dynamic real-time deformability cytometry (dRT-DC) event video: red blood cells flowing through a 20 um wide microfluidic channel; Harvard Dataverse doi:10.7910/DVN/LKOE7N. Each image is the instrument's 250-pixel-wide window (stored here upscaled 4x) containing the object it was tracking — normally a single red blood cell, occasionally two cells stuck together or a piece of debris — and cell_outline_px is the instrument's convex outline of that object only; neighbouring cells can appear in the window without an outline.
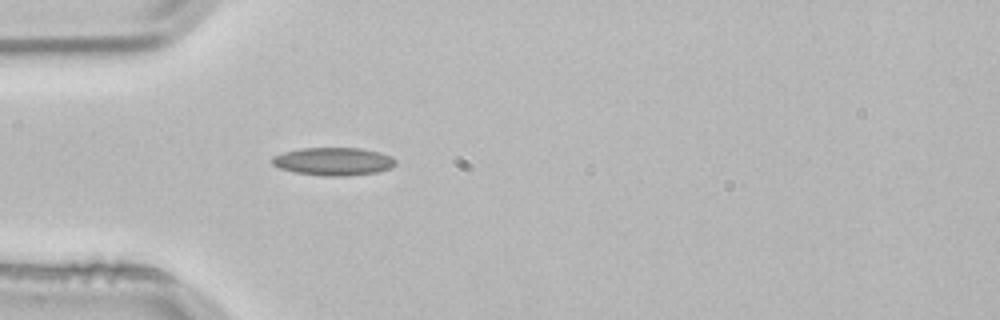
{"species": "common noctule bat (a hibernating species)", "species_latin": "Nyctalus noctula", "temperature_condition": "room temperature", "stored_images_in_passage": 1, "camera_frame_rate_fps": 3000, "um_per_image_px": 0.085, "animal": {"sex": "male", "body_mass_g": 21.5, "forearm_length_mm": 52.0}, "frame": {"image": 1, "passage_image": 1, "time_ms": 0.0, "image_size_px": [1000, 320], "cell_outline_px": [[396, 164], [392, 168], [376, 172], [348, 176], [320, 176], [292, 172], [280, 168], [272, 164], [268, 160], [272, 156], [284, 152], [300, 148], [360, 148], [380, 152], [392, 156], [396, 160]], "centroid_in_image_um": [28.32, 13.72], "position_along_channel_um": 56.7, "area_um2": 20.46}}